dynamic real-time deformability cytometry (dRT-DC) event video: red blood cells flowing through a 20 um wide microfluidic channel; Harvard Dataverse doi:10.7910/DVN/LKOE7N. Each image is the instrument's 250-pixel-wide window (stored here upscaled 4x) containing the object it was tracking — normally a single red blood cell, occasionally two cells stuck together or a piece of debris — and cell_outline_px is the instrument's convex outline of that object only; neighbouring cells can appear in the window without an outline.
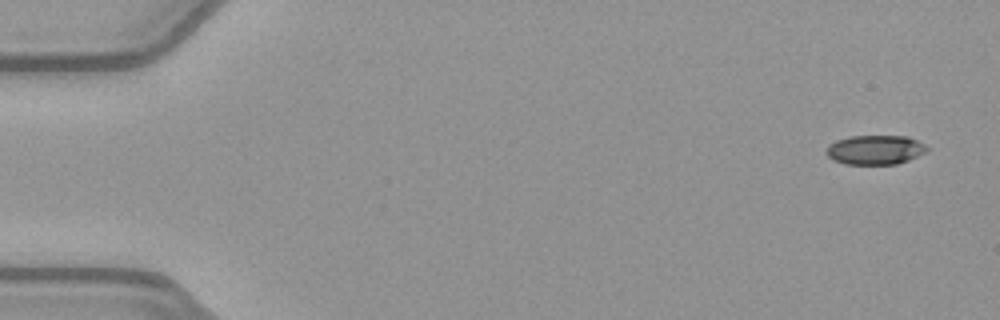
{"species": "common noctule bat (a hibernating species)", "species_latin": "Nyctalus noctula", "temperature_condition": "warm", "stored_images_in_passage": 48, "camera_frame_rate_fps": 3000, "um_per_image_px": 0.085, "animal": {"sex": "female", "body_mass_g": 21.9}, "frame": {"image": 1, "passage_image": 1, "time_ms": 0.0, "image_size_px": [1000, 320], "cell_outline_px": [[928, 152], [908, 160], [896, 164], [844, 164], [832, 160], [828, 156], [828, 144], [836, 140], [848, 136], [908, 136], [924, 144], [928, 148]], "centroid_in_image_um": [74.4, 12.73], "position_along_channel_um": 10.6, "area_um2": 17.28}}
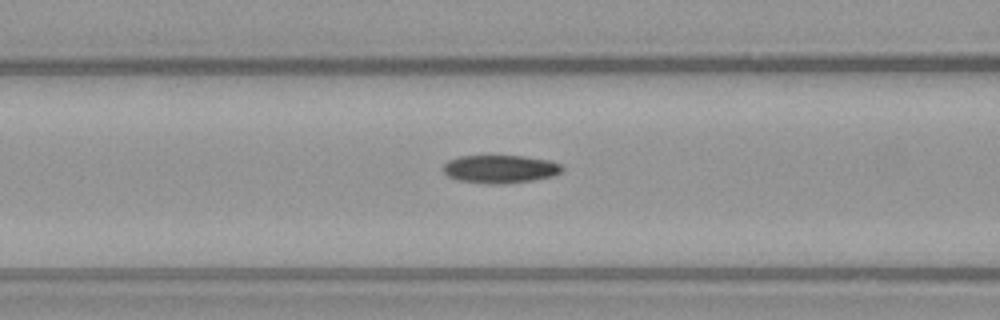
{"frame": {"image": 2, "passage_image": 20, "time_ms": 6.333, "image_size_px": [1000, 320], "cell_outline_px": [[564, 168], [560, 172], [552, 176], [532, 180], [504, 184], [492, 184], [460, 180], [448, 176], [444, 172], [444, 164], [448, 160], [460, 156], [524, 156], [548, 160], [560, 164]], "centroid_in_image_um": [42.52, 14.36], "position_along_channel_um": 124.1, "area_um2": 19.25}}
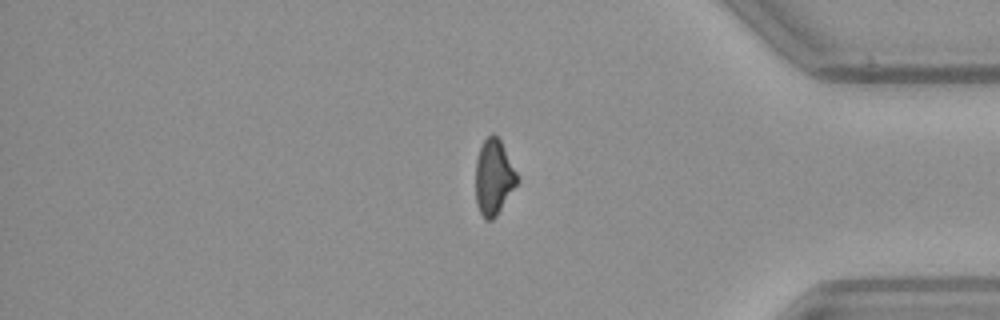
{"frame": {"image": 3, "passage_image": 42, "time_ms": 13.667, "image_size_px": [1000, 320], "cell_outline_px": [[520, 180], [496, 216], [492, 220], [484, 220], [476, 204], [476, 160], [480, 148], [484, 140], [492, 132], [500, 140]], "centroid_in_image_um": [41.96, 15.09], "position_along_channel_um": 393.2, "area_um2": 18.15}}